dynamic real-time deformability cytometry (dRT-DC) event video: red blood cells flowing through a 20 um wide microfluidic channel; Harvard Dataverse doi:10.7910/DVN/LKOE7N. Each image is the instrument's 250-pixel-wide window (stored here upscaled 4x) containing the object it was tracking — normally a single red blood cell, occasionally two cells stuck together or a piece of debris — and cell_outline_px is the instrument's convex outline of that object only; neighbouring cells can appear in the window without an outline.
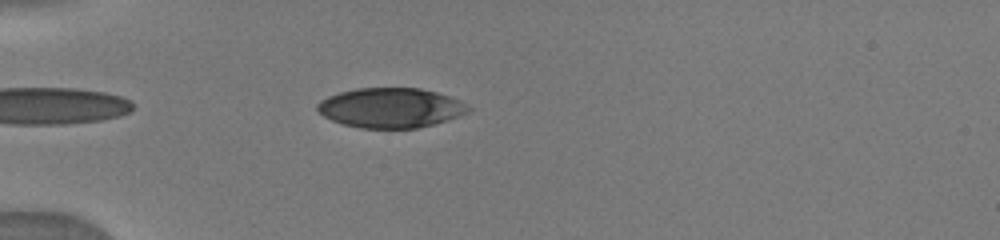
{"species": "human", "species_latin": "Homo sapiens", "temperature_condition": "warm", "stored_images_in_passage": 33, "camera_frame_rate_fps": 3000, "um_per_image_px": 0.085, "donor": {"sex": "male"}, "frame": {"image": 1, "passage_image": 3, "time_ms": 0.667, "image_size_px": [1000, 240], "cell_outline_px": [[472, 108], [468, 112], [460, 116], [432, 124], [416, 128], [360, 128], [344, 124], [332, 120], [324, 116], [316, 108], [316, 104], [320, 100], [328, 96], [340, 92], [356, 88], [420, 88], [436, 92], [460, 100]], "centroid_in_image_um": [33.2, 9.16], "position_along_channel_um": 51.8, "area_um2": 34.91}}
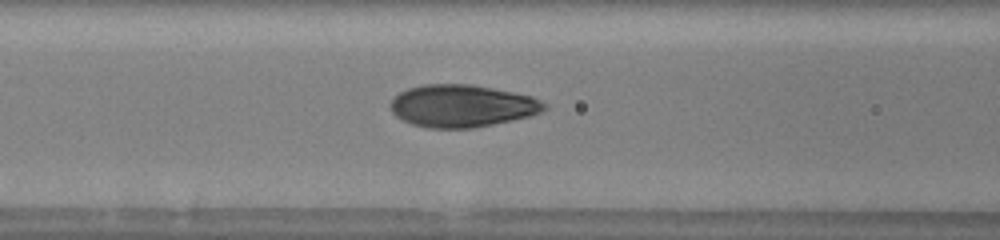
{"frame": {"image": 2, "passage_image": 10, "time_ms": 3.0, "image_size_px": [1000, 240], "cell_outline_px": [[548, 108], [540, 112], [528, 116], [512, 120], [472, 128], [428, 128], [412, 124], [396, 116], [392, 112], [388, 104], [400, 92], [408, 88], [424, 84], [472, 84], [532, 96], [548, 104]], "centroid_in_image_um": [39.26, 9.0], "position_along_channel_um": 127.3, "area_um2": 37.92}}
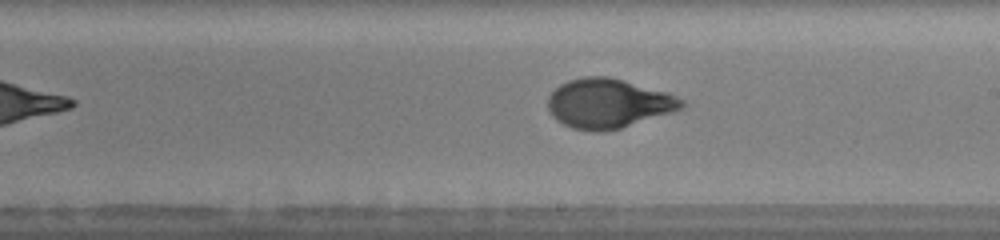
{"frame": {"image": 3, "passage_image": 17, "time_ms": 5.667, "image_size_px": [1000, 240], "cell_outline_px": [[688, 104], [684, 108], [676, 112], [620, 128], [600, 132], [596, 132], [572, 128], [556, 120], [552, 116], [548, 108], [548, 96], [560, 84], [568, 80], [584, 76], [608, 76], [624, 80], [668, 92], [684, 100]], "centroid_in_image_um": [51.75, 8.79], "position_along_channel_um": 237.2, "area_um2": 38.96}}